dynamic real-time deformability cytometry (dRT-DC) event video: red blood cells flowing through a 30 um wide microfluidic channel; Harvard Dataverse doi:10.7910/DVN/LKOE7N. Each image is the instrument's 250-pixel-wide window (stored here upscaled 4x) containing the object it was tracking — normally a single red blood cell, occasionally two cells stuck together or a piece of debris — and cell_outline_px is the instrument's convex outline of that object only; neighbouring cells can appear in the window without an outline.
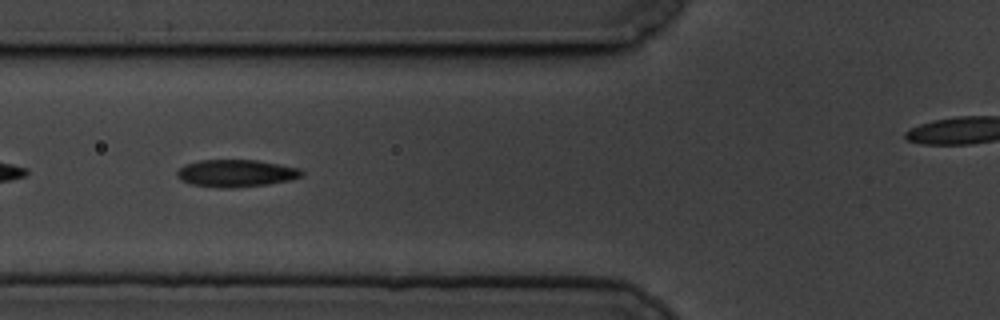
{"species": "common noctule bat (a hibernating species)", "species_latin": "Nyctalus noctula", "temperature_condition": "cold", "stored_images_in_passage": 36, "camera_frame_rate_fps": 3000, "um_per_image_px": 0.085, "animal": {"sex": "male", "body_mass_g": 19.5, "forearm_length_mm": 54.6}, "frame": {"image": 1, "passage_image": 6, "time_ms": 1.667, "image_size_px": [1000, 320], "cell_outline_px": [[304, 176], [288, 180], [268, 184], [232, 188], [220, 188], [192, 184], [180, 180], [176, 176], [176, 172], [184, 164], [200, 160], [256, 160], [300, 168], [304, 172]], "centroid_in_image_um": [20.05, 14.72], "position_along_channel_um": 105.7, "area_um2": 19.88}}
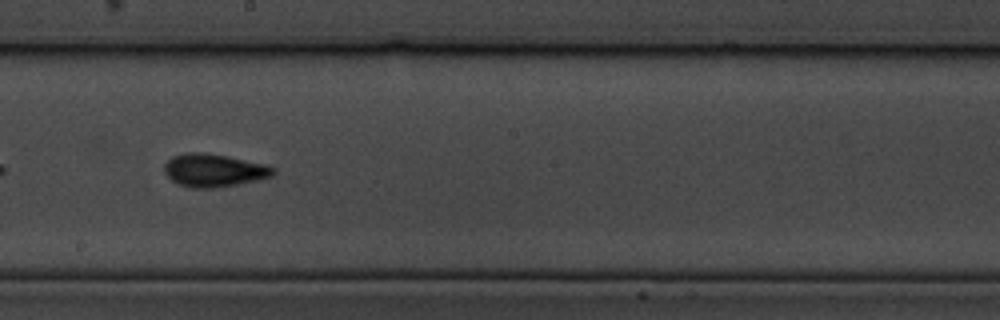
{"frame": {"image": 2, "passage_image": 17, "time_ms": 5.333, "image_size_px": [1000, 320], "cell_outline_px": [[276, 172], [272, 176], [256, 180], [236, 184], [212, 188], [192, 188], [180, 184], [172, 180], [164, 172], [164, 164], [172, 156], [184, 152], [204, 152], [228, 156], [264, 164], [276, 168]], "centroid_in_image_um": [18.17, 14.46], "position_along_channel_um": 230.0, "area_um2": 20.87}}
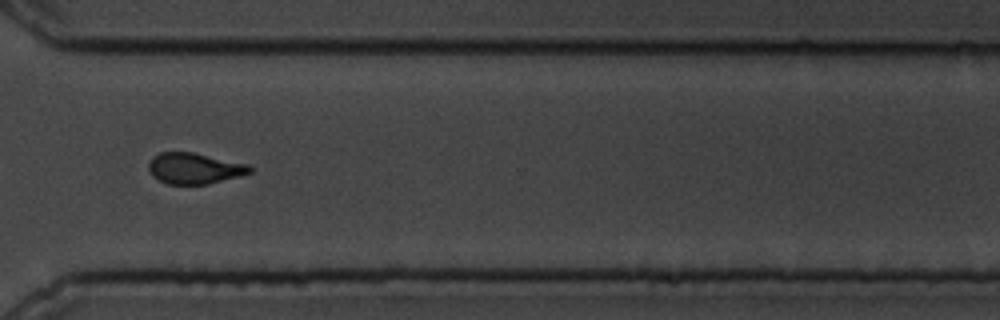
{"frame": {"image": 3, "passage_image": 28, "time_ms": 9.0, "image_size_px": [1000, 320], "cell_outline_px": [[252, 172], [240, 176], [208, 184], [168, 184], [152, 176], [148, 168], [148, 164], [152, 156], [160, 152], [192, 152], [248, 164], [252, 168]], "centroid_in_image_um": [16.51, 14.31], "position_along_channel_um": 354.1, "area_um2": 18.26}}